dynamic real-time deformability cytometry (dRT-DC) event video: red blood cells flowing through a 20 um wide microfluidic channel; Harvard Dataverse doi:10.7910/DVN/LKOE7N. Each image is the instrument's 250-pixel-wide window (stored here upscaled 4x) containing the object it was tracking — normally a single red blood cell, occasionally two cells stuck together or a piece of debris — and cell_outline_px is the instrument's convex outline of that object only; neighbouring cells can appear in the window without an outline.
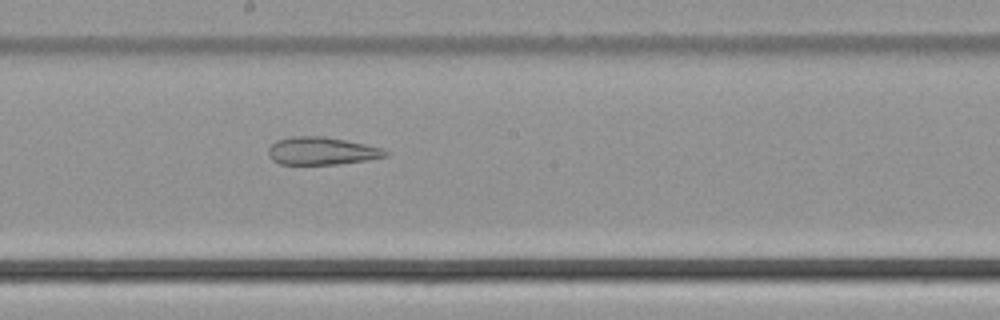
{"species": "common noctule bat (a hibernating species)", "species_latin": "Nyctalus noctula", "temperature_condition": "cold", "stored_images_in_passage": 50, "camera_frame_rate_fps": 3000, "um_per_image_px": 0.085, "animal": {"sex": "male", "body_mass_g": 21.5, "forearm_length_mm": 52.0}, "frame": {"image": 1, "passage_image": 27, "time_ms": 8.667, "image_size_px": [1000, 320], "cell_outline_px": [[388, 156], [368, 160], [336, 164], [280, 164], [272, 160], [268, 156], [268, 148], [276, 140], [292, 136], [324, 136], [364, 144], [380, 148], [388, 152]], "centroid_in_image_um": [27.3, 12.83], "position_along_channel_um": 220.9, "area_um2": 18.84}}
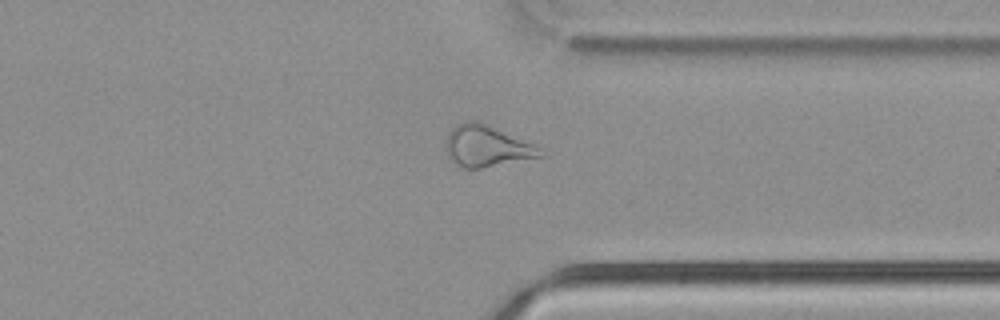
{"frame": {"image": 2, "passage_image": 38, "time_ms": 12.333, "image_size_px": [1000, 320], "cell_outline_px": [[544, 156], [480, 168], [464, 168], [452, 160], [448, 156], [444, 140], [448, 132], [456, 124], [464, 120], [476, 120], [532, 144], [540, 148]], "centroid_in_image_um": [41.3, 12.41], "position_along_channel_um": 370.1, "area_um2": 22.37}}
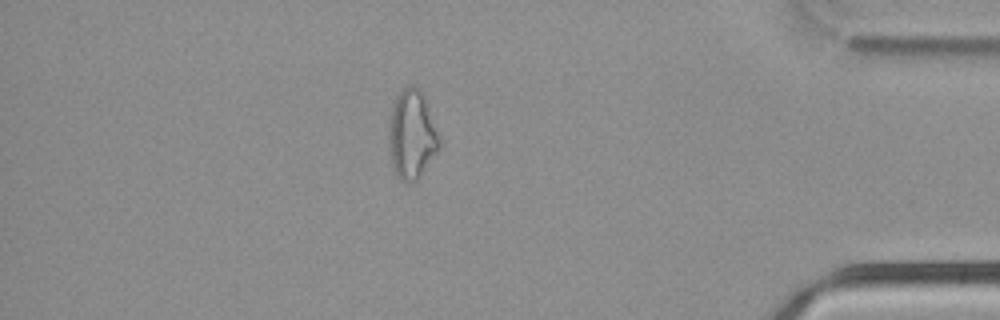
{"frame": {"image": 3, "passage_image": 43, "time_ms": 14.0, "image_size_px": [1000, 320], "cell_outline_px": [[440, 148], [416, 180], [404, 184], [396, 176], [392, 164], [388, 144], [388, 124], [392, 108], [396, 96], [408, 84], [412, 84], [424, 96], [428, 104], [440, 140]], "centroid_in_image_um": [34.98, 11.45], "position_along_channel_um": 400.2, "area_um2": 26.18}}